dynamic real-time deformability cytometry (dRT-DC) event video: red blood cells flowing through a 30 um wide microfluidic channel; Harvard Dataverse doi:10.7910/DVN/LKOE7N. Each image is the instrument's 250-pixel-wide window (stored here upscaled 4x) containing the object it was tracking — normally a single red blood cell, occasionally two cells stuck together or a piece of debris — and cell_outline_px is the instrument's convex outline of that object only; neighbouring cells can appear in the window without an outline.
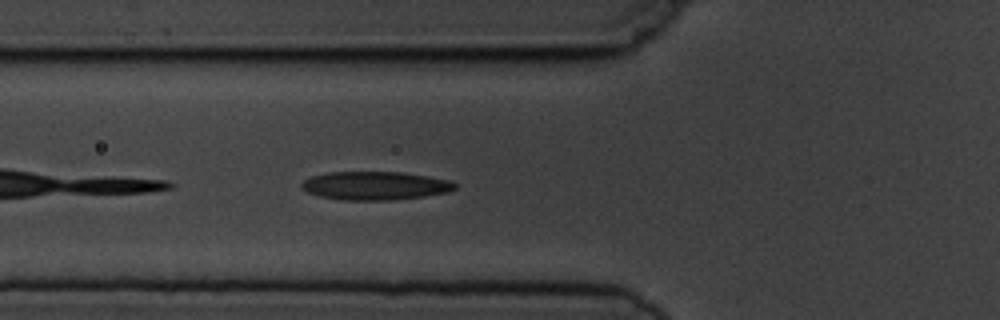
{"species": "common noctule bat (a hibernating species)", "species_latin": "Nyctalus noctula", "temperature_condition": "cold", "stored_images_in_passage": 4, "camera_frame_rate_fps": 3000, "um_per_image_px": 0.085, "animal": {"sex": "male", "body_mass_g": 19.5, "forearm_length_mm": 54.6}, "frame": {"image": 1, "passage_image": 4, "time_ms": 4.333, "image_size_px": [1000, 320], "cell_outline_px": [[456, 188], [448, 192], [424, 196], [396, 200], [344, 200], [320, 196], [308, 192], [300, 188], [300, 184], [304, 180], [312, 176], [328, 172], [400, 172], [428, 176], [452, 180], [456, 184]], "centroid_in_image_um": [31.9, 15.78], "position_along_channel_um": 93.9, "area_um2": 25.49}}